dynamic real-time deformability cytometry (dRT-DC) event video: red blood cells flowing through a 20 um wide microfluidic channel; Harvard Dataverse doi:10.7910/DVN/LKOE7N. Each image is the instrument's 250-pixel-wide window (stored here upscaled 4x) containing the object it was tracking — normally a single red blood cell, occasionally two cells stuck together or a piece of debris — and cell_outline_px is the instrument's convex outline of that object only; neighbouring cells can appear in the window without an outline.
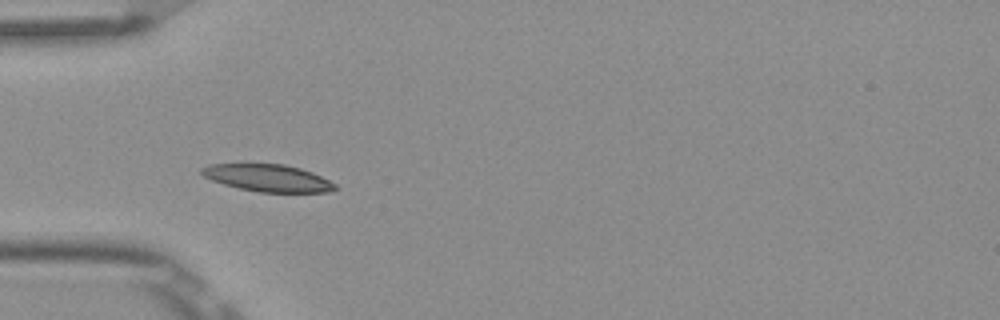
{"species": "Egyptian fruit bat (a non-hibernating species)", "species_latin": "Rousettus aegyptiacus", "temperature_condition": "room temperature", "stored_images_in_passage": 7, "camera_frame_rate_fps": 3000, "um_per_image_px": 0.085, "frame": {"image": 1, "passage_image": 3, "time_ms": 0.667, "image_size_px": [1000, 320], "cell_outline_px": [[336, 188], [328, 192], [260, 192], [240, 188], [224, 184], [212, 180], [204, 176], [200, 172], [200, 168], [208, 164], [284, 164], [300, 168], [312, 172], [336, 184]], "centroid_in_image_um": [22.75, 15.12], "position_along_channel_um": 62.3, "area_um2": 20.92}}
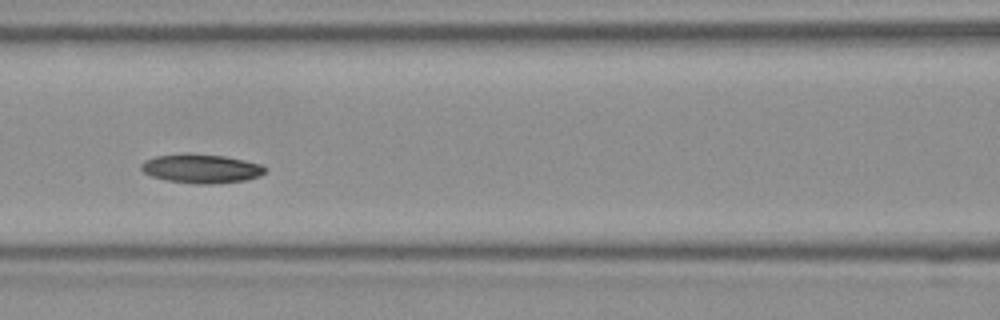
{"frame": {"image": 2, "passage_image": 5, "time_ms": 1.333, "image_size_px": [1000, 320], "cell_outline_px": [[268, 168], [260, 176], [244, 180], [212, 184], [196, 184], [168, 180], [152, 176], [144, 172], [140, 168], [140, 164], [144, 160], [156, 156], [180, 152], [188, 152], [224, 156], [244, 160], [260, 164]], "centroid_in_image_um": [17.08, 14.31], "position_along_channel_um": 149.5, "area_um2": 21.15}}
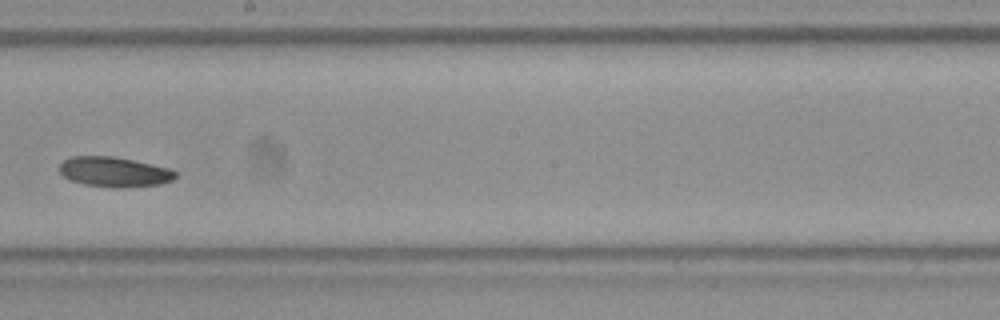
{"frame": {"image": 3, "passage_image": 7, "time_ms": 2.0, "image_size_px": [1000, 320], "cell_outline_px": [[176, 176], [172, 180], [160, 184], [124, 188], [116, 188], [84, 184], [72, 180], [64, 176], [60, 172], [60, 164], [64, 160], [72, 156], [112, 156], [132, 160], [168, 168], [176, 172]], "centroid_in_image_um": [9.71, 14.61], "position_along_channel_um": 238.5, "area_um2": 20.06}}